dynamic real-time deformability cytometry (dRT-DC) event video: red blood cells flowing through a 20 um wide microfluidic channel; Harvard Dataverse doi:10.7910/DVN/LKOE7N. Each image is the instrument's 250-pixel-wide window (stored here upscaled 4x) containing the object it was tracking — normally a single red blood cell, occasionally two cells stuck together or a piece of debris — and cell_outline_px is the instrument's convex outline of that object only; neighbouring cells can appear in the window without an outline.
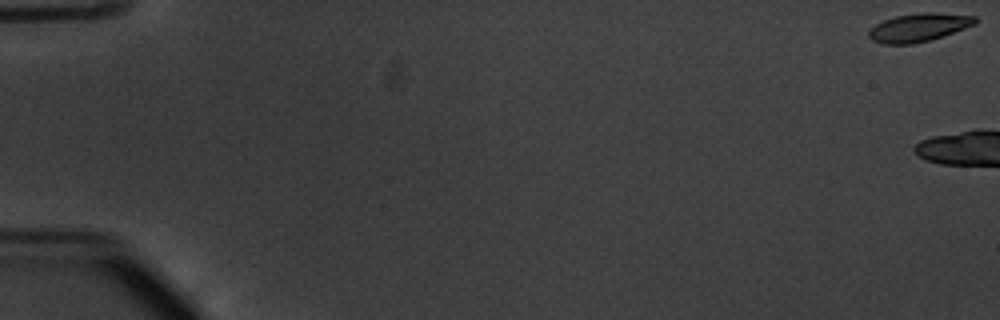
{"species": "common noctule bat (a hibernating species)", "species_latin": "Nyctalus noctula", "temperature_condition": "warm", "stored_images_in_passage": 11, "camera_frame_rate_fps": 3000, "um_per_image_px": 0.085, "animal": {"sex": "male", "body_mass_g": 20.1, "forearm_length_mm": 53.5}, "frame": {"image": 1, "passage_image": 1, "time_ms": 0.0, "image_size_px": [1000, 320], "cell_outline_px": [[976, 24], [944, 36], [912, 44], [884, 44], [872, 40], [868, 36], [868, 32], [876, 24], [884, 20], [896, 16], [920, 12], [936, 12], [976, 16]], "centroid_in_image_um": [78.11, 2.33], "position_along_channel_um": 6.9, "area_um2": 17.51}}